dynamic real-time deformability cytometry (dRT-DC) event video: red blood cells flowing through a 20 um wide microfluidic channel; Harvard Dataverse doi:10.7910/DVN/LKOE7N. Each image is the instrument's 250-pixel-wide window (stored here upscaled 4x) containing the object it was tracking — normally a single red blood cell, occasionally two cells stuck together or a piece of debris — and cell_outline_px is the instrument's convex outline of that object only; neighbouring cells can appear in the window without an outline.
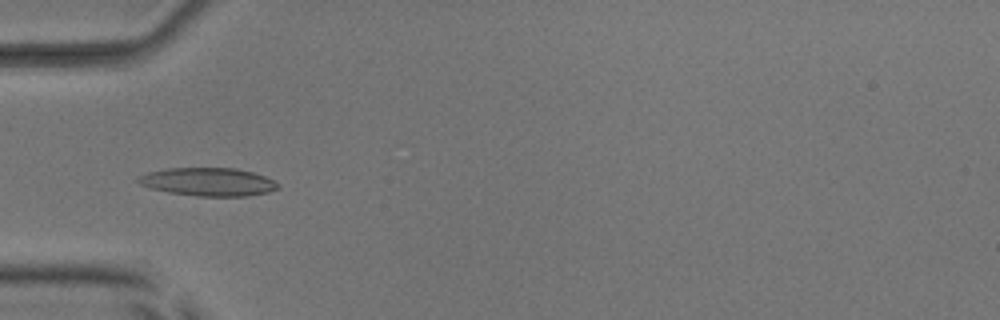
{"species": "common noctule bat (a hibernating species)", "species_latin": "Nyctalus noctula", "temperature_condition": "room temperature", "stored_images_in_passage": 15, "camera_frame_rate_fps": 3000, "um_per_image_px": 0.085, "animal": {"sex": "male", "body_mass_g": 17.9, "forearm_length_mm": 54.2}, "frame": {"image": 1, "passage_image": 1, "time_ms": 0.0, "image_size_px": [1000, 320], "cell_outline_px": [[280, 188], [268, 192], [248, 196], [196, 196], [168, 192], [152, 188], [140, 184], [136, 180], [136, 176], [148, 172], [168, 168], [236, 168], [252, 172], [264, 176], [280, 184]], "centroid_in_image_um": [17.69, 15.46], "position_along_channel_um": 67.3, "area_um2": 23.0}}
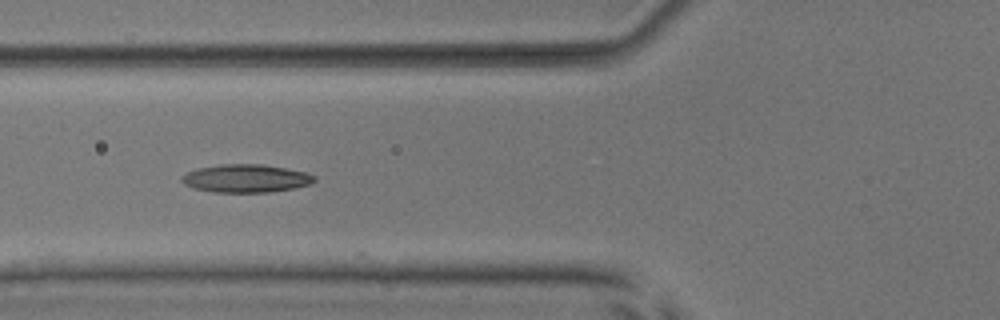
{"frame": {"image": 2, "passage_image": 4, "time_ms": 1.0, "image_size_px": [1000, 320], "cell_outline_px": [[316, 180], [312, 184], [292, 188], [268, 192], [212, 192], [192, 188], [184, 184], [180, 180], [180, 176], [196, 168], [220, 164], [260, 164], [284, 168], [304, 172], [316, 176]], "centroid_in_image_um": [20.85, 15.16], "position_along_channel_um": 104.9, "area_um2": 21.73}}
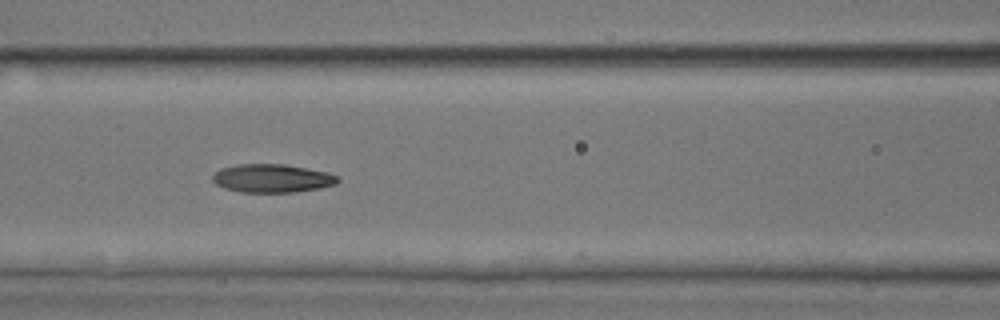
{"frame": {"image": 3, "passage_image": 7, "time_ms": 2.0, "image_size_px": [1000, 320], "cell_outline_px": [[340, 180], [336, 184], [320, 188], [296, 192], [240, 192], [224, 188], [216, 184], [212, 180], [212, 176], [220, 168], [236, 164], [284, 164], [308, 168], [328, 172], [340, 176]], "centroid_in_image_um": [23.15, 15.15], "position_along_channel_um": 143.4, "area_um2": 20.92}}